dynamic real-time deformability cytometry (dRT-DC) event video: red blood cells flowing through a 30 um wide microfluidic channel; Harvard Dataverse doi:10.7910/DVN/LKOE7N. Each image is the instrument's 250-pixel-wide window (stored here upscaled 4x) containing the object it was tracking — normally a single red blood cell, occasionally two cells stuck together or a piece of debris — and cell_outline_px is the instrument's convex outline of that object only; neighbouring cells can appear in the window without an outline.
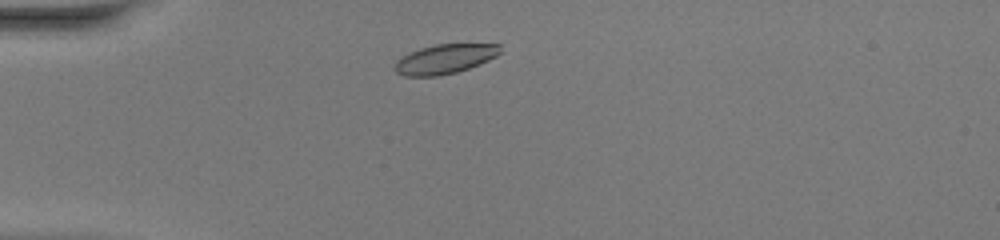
{"species": "common noctule bat (a hibernating species)", "species_latin": "Nyctalus noctula", "temperature_condition": "warm", "stored_images_in_passage": 40, "camera_frame_rate_fps": 3000, "um_per_image_px": 0.085, "animal": {"sex": "female", "body_mass_g": 20.0, "forearm_length_mm": 54.0}, "frame": {"image": 1, "passage_image": 4, "time_ms": 1.0, "image_size_px": [1000, 240], "cell_outline_px": [[500, 52], [496, 56], [480, 64], [456, 72], [436, 76], [404, 76], [396, 72], [392, 68], [396, 60], [420, 48], [436, 44], [500, 44]], "centroid_in_image_um": [37.78, 5.02], "position_along_channel_um": 47.2, "area_um2": 17.98}}
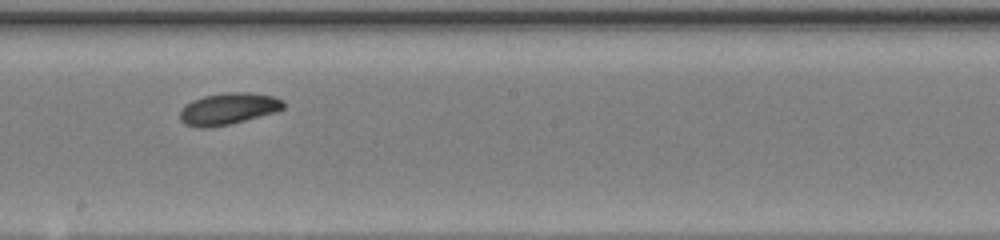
{"frame": {"image": 2, "passage_image": 19, "time_ms": 6.0, "image_size_px": [1000, 240], "cell_outline_px": [[284, 108], [276, 112], [228, 124], [208, 128], [196, 128], [184, 124], [180, 120], [180, 108], [192, 100], [204, 96], [224, 92], [248, 92], [276, 96], [284, 100]], "centroid_in_image_um": [19.39, 9.24], "position_along_channel_um": 228.8, "area_um2": 19.31}}
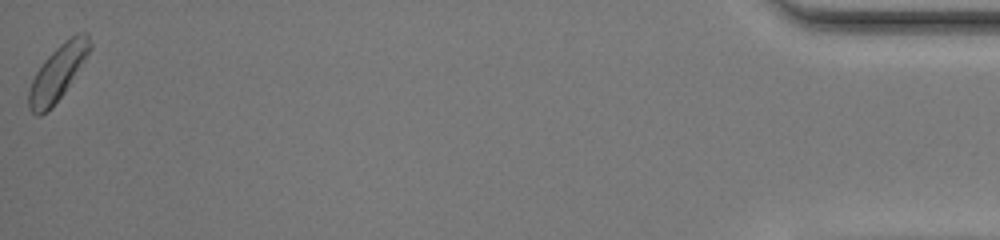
{"frame": {"image": 3, "passage_image": 40, "time_ms": 13.0, "image_size_px": [1000, 240], "cell_outline_px": [[92, 48], [64, 92], [52, 108], [40, 116], [36, 116], [28, 108], [28, 92], [32, 80], [36, 72], [44, 60], [64, 40], [76, 32], [88, 32], [92, 44]], "centroid_in_image_um": [4.91, 6.17], "position_along_channel_um": 430.3, "area_um2": 19.65}, "authors_computed_cell_mechanics": {"area_um2": 18.8717, "velocity_mm_per_s": 4.1577, "shape_relaxation_time_tau1_ms": 1.833, "shape_relaxation_time_tau2_ms": null, "deformation_change_tau1": 0.064, "deformation_change_tau2": null}}